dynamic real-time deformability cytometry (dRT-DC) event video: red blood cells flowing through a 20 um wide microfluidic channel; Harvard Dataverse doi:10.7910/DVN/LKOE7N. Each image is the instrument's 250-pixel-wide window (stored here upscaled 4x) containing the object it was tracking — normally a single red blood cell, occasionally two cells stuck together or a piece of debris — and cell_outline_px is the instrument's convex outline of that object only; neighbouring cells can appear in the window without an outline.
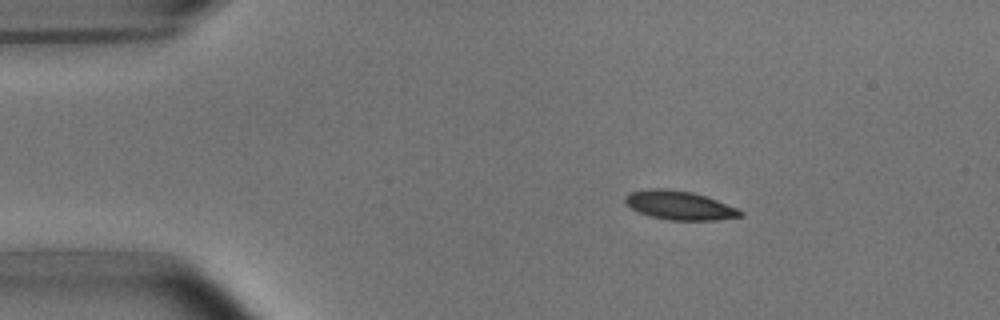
{"species": "common noctule bat (a hibernating species)", "species_latin": "Nyctalus noctula", "temperature_condition": "room temperature", "stored_images_in_passage": 4, "camera_frame_rate_fps": 3000, "um_per_image_px": 0.085, "animal": {"sex": "male", "body_mass_g": 15.6}, "frame": {"image": 1, "passage_image": 2, "time_ms": 1.333, "image_size_px": [1000, 320], "cell_outline_px": [[744, 216], [716, 220], [668, 220], [648, 216], [636, 212], [624, 200], [624, 196], [628, 192], [652, 188], [664, 188], [692, 192], [716, 200], [736, 208], [744, 212]], "centroid_in_image_um": [57.72, 17.46], "position_along_channel_um": 27.3, "area_um2": 19.42}}